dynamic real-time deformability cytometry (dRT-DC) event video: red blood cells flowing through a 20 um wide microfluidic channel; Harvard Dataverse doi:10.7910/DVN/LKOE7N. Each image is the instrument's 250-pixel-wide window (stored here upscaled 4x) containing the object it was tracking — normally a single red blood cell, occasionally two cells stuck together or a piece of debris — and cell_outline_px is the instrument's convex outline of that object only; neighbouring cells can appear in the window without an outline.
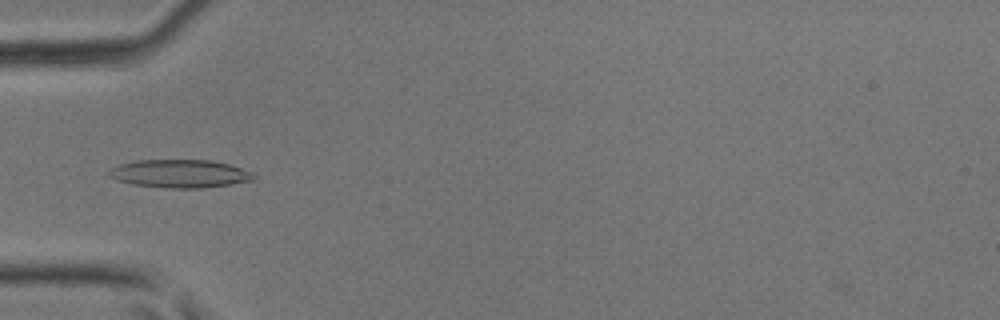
{"species": "common noctule bat (a hibernating species)", "species_latin": "Nyctalus noctula", "temperature_condition": "room temperature", "stored_images_in_passage": 47, "camera_frame_rate_fps": 3000, "um_per_image_px": 0.085, "animal": {"sex": "male", "body_mass_g": 17.9, "forearm_length_mm": 54.2}, "frame": {"image": 1, "passage_image": 16, "time_ms": 5.0, "image_size_px": [1000, 320], "cell_outline_px": [[256, 180], [232, 184], [200, 188], [164, 188], [132, 184], [108, 176], [108, 172], [112, 168], [120, 164], [136, 160], [212, 160], [228, 164], [240, 168], [256, 176]], "centroid_in_image_um": [15.29, 14.76], "position_along_channel_um": 69.7, "area_um2": 23.58}}
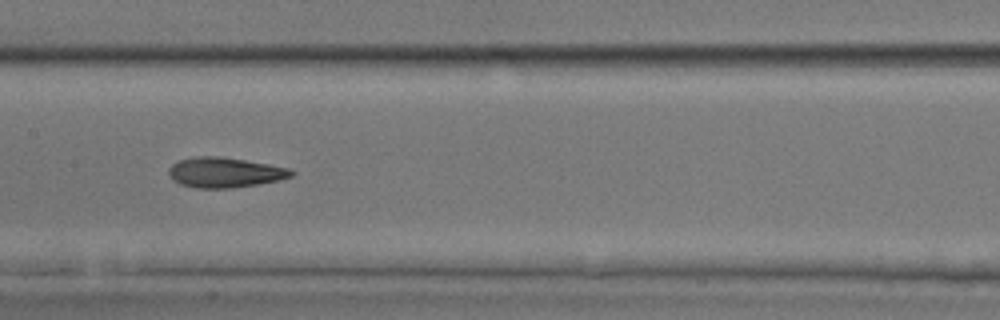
{"frame": {"image": 2, "passage_image": 24, "time_ms": 7.667, "image_size_px": [1000, 320], "cell_outline_px": [[296, 172], [292, 176], [280, 180], [232, 188], [196, 188], [180, 184], [168, 172], [168, 168], [172, 164], [180, 160], [196, 156], [220, 156], [268, 164], [288, 168]], "centroid_in_image_um": [19.12, 14.65], "position_along_channel_um": 188.3, "area_um2": 21.33}}
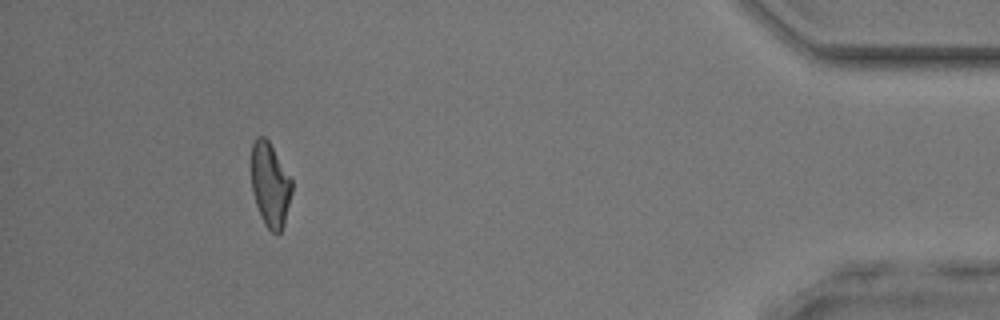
{"frame": {"image": 3, "passage_image": 43, "time_ms": 14.0, "image_size_px": [1000, 320], "cell_outline_px": [[292, 192], [284, 224], [280, 232], [272, 232], [264, 224], [256, 204], [252, 192], [252, 144], [256, 136], [264, 136], [268, 140], [292, 180]], "centroid_in_image_um": [22.96, 15.7], "position_along_channel_um": 412.2, "area_um2": 19.65}}